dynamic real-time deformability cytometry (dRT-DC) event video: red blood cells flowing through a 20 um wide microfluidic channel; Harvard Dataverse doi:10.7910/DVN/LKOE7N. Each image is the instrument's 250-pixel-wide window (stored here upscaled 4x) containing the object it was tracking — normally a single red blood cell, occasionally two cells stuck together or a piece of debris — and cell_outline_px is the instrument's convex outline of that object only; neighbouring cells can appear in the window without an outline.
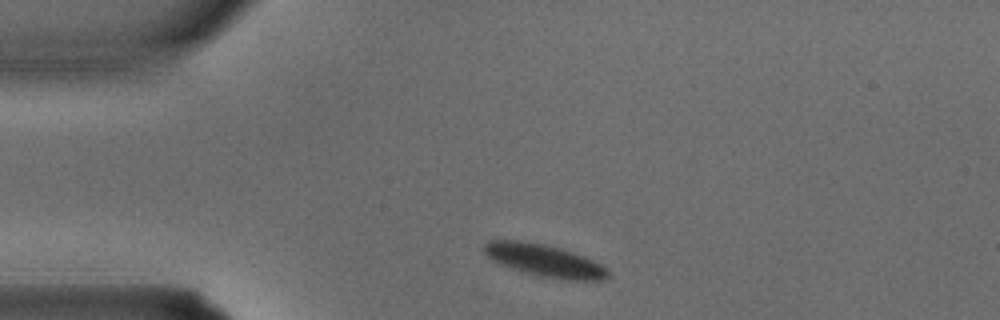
{"species": "common noctule bat (a hibernating species)", "species_latin": "Nyctalus noctula", "temperature_condition": "warm", "stored_images_in_passage": 1, "camera_frame_rate_fps": 3000, "um_per_image_px": 0.085, "animal": {"sex": "male", "body_mass_g": 15.6}, "frame": {"image": 1, "passage_image": 1, "time_ms": 0.0, "image_size_px": [1000, 320], "cell_outline_px": [[612, 276], [604, 280], [568, 280], [540, 276], [524, 272], [500, 264], [484, 256], [484, 244], [488, 240], [520, 240], [544, 244], [560, 248], [584, 256], [608, 268]], "centroid_in_image_um": [46.29, 22.14], "position_along_channel_um": 38.7, "area_um2": 23.47}}